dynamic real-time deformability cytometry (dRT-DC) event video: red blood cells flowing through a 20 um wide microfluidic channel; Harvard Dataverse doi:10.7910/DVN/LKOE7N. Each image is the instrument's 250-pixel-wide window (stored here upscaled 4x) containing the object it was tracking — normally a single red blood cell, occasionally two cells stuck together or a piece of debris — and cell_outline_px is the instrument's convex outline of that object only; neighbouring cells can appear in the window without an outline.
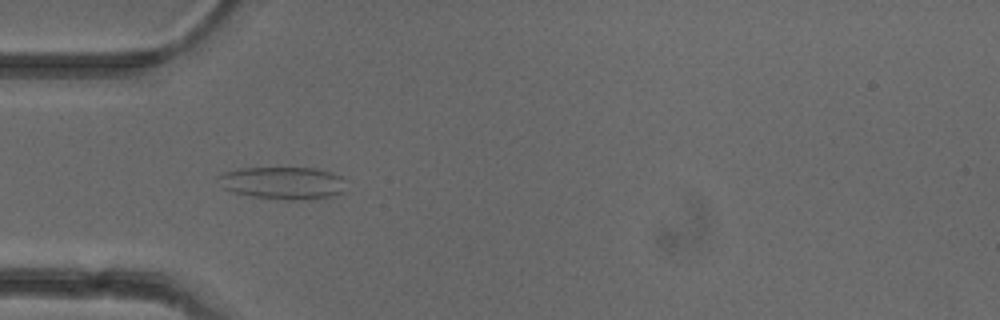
{"species": "common noctule bat (a hibernating species)", "species_latin": "Nyctalus noctula", "temperature_condition": "cold", "stored_images_in_passage": 37, "camera_frame_rate_fps": 3000, "um_per_image_px": 0.085, "animal": {"sex": "female"}, "frame": {"image": 1, "passage_image": 1, "time_ms": 0.0, "image_size_px": [1000, 320], "cell_outline_px": [[344, 192], [332, 196], [316, 200], [288, 200], [252, 196], [236, 192], [224, 188], [216, 176], [224, 172], [240, 168], [316, 168], [332, 172], [340, 176], [344, 180]], "centroid_in_image_um": [24.09, 15.56], "position_along_channel_um": 60.9, "area_um2": 24.28}}
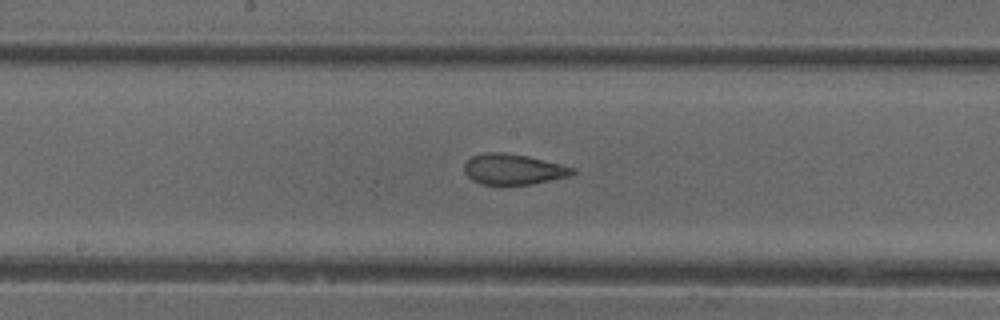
{"frame": {"image": 2, "passage_image": 12, "time_ms": 3.667, "image_size_px": [1000, 320], "cell_outline_px": [[576, 172], [568, 176], [532, 184], [480, 184], [472, 180], [464, 172], [464, 164], [472, 156], [484, 152], [504, 152], [528, 156], [576, 168]], "centroid_in_image_um": [43.61, 14.38], "position_along_channel_um": 204.6, "area_um2": 19.25}}
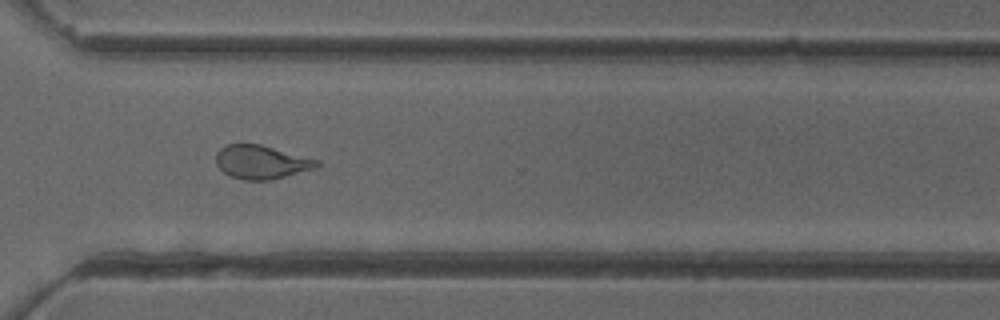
{"frame": {"image": 3, "passage_image": 23, "time_ms": 7.333, "image_size_px": [1000, 320], "cell_outline_px": [[320, 164], [316, 168], [272, 180], [244, 180], [228, 176], [216, 164], [216, 152], [220, 148], [228, 144], [260, 144], [320, 160]], "centroid_in_image_um": [22.22, 13.78], "position_along_channel_um": 348.4, "area_um2": 19.88}, "authors_computed_cell_mechanics": {"area_um2": 19.8832, "velocity_mm_per_s": 3.9341, "shape_relaxation_time_tau1_ms": 9.1368, "shape_relaxation_time_tau2_ms": 1.5043, "deformation_change_tau1": 0.2205, "deformation_change_tau2": 0.0793}}